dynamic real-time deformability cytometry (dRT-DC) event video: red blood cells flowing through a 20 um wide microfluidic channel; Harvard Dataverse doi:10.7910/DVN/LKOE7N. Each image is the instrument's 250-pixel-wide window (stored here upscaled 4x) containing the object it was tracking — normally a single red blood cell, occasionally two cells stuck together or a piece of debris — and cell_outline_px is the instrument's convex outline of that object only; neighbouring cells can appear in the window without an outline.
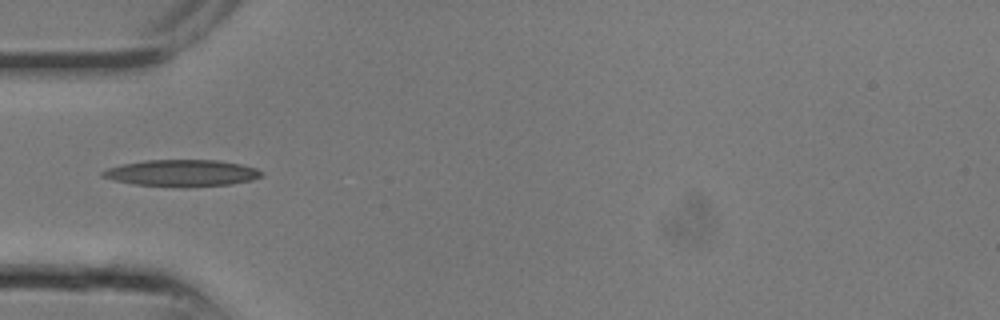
{"species": "common noctule bat (a hibernating species)", "species_latin": "Nyctalus noctula", "temperature_condition": "room temperature", "stored_images_in_passage": 5, "camera_frame_rate_fps": 3000, "um_per_image_px": 0.085, "animal": {"sex": "male", "body_mass_g": 13.3}, "frame": {"image": 1, "passage_image": 4, "time_ms": 1.0, "image_size_px": [1000, 320], "cell_outline_px": [[264, 176], [252, 180], [232, 184], [184, 188], [180, 188], [136, 184], [116, 180], [100, 176], [100, 172], [108, 168], [124, 164], [144, 160], [216, 160], [240, 164], [256, 168], [264, 172]], "centroid_in_image_um": [15.51, 14.72], "position_along_channel_um": 69.5, "area_um2": 24.91}}